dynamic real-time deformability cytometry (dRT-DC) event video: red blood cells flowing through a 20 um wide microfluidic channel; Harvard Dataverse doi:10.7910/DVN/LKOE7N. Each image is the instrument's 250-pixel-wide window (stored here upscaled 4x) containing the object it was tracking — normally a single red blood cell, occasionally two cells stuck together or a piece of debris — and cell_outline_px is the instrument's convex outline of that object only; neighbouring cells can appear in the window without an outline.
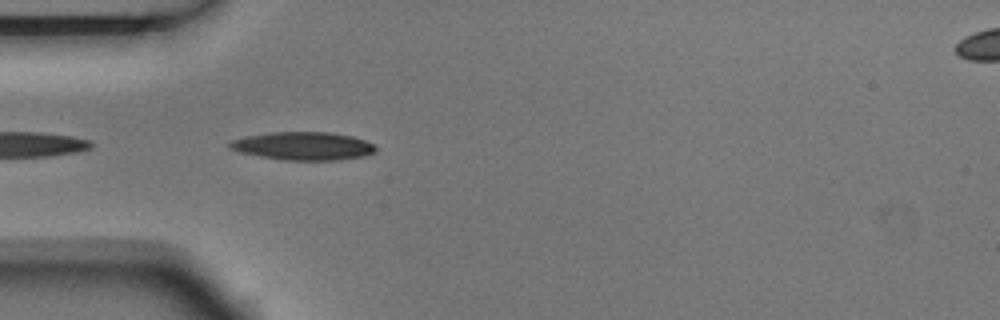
{"species": "Egyptian fruit bat (a non-hibernating species)", "species_latin": "Rousettus aegyptiacus", "temperature_condition": "room temperature", "stored_images_in_passage": 3, "camera_frame_rate_fps": 3000, "um_per_image_px": 0.085, "animal": {"sex": "male"}, "frame": {"image": 1, "passage_image": 3, "time_ms": 0.667, "image_size_px": [1000, 320], "cell_outline_px": [[376, 152], [364, 156], [340, 160], [284, 160], [260, 156], [240, 152], [228, 148], [228, 144], [232, 140], [248, 136], [272, 132], [332, 132], [352, 136], [364, 140], [372, 144], [376, 148]], "centroid_in_image_um": [25.79, 12.41], "position_along_channel_um": 59.2, "area_um2": 23.87}}